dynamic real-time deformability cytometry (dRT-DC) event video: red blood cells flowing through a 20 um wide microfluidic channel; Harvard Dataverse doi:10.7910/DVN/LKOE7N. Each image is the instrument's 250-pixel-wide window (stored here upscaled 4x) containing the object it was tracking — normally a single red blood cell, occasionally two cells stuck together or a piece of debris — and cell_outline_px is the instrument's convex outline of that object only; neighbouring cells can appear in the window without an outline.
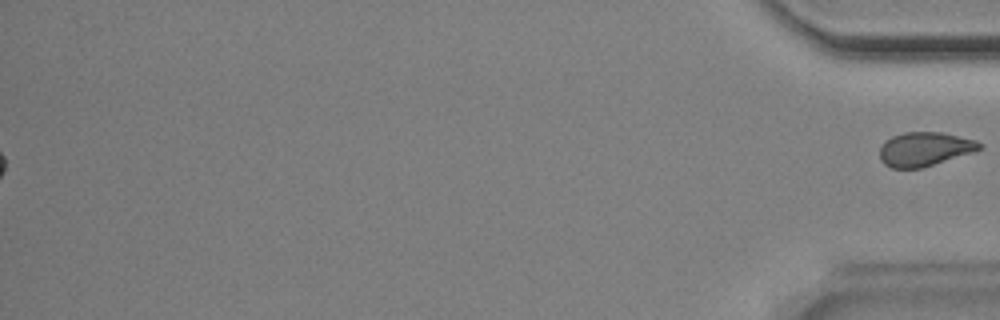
{"species": "Egyptian fruit bat (a non-hibernating species)", "species_latin": "Rousettus aegyptiacus", "temperature_condition": "room temperature", "stored_images_in_passage": 53, "segment_of_instrument_passage": [2, 2], "camera_frame_rate_fps": 3000, "um_per_image_px": 0.085, "animal": {"sex": "male"}, "frame": {"image": 1, "passage_image": 53, "time_ms": 17.333, "image_size_px": [1000, 320], "cell_outline_px": [[984, 148], [972, 152], [920, 168], [892, 168], [884, 164], [880, 160], [880, 148], [884, 140], [892, 136], [904, 132], [940, 132], [976, 140], [984, 144]], "centroid_in_image_um": [78.58, 12.66], "position_along_channel_um": 356.6, "area_um2": 19.71}}